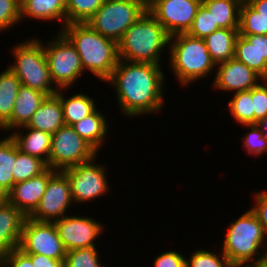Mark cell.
Instances as JSON below:
<instances>
[{"label": "cell", "mask_w": 267, "mask_h": 267, "mask_svg": "<svg viewBox=\"0 0 267 267\" xmlns=\"http://www.w3.org/2000/svg\"><path fill=\"white\" fill-rule=\"evenodd\" d=\"M254 10L267 20V0H245Z\"/></svg>", "instance_id": "obj_44"}, {"label": "cell", "mask_w": 267, "mask_h": 267, "mask_svg": "<svg viewBox=\"0 0 267 267\" xmlns=\"http://www.w3.org/2000/svg\"><path fill=\"white\" fill-rule=\"evenodd\" d=\"M56 172V170L48 168L38 176L16 183L4 198L28 217L36 209L44 195L49 179Z\"/></svg>", "instance_id": "obj_16"}, {"label": "cell", "mask_w": 267, "mask_h": 267, "mask_svg": "<svg viewBox=\"0 0 267 267\" xmlns=\"http://www.w3.org/2000/svg\"><path fill=\"white\" fill-rule=\"evenodd\" d=\"M170 42L165 28L147 10L118 42L119 58L129 62L161 64V53Z\"/></svg>", "instance_id": "obj_4"}, {"label": "cell", "mask_w": 267, "mask_h": 267, "mask_svg": "<svg viewBox=\"0 0 267 267\" xmlns=\"http://www.w3.org/2000/svg\"><path fill=\"white\" fill-rule=\"evenodd\" d=\"M46 97L45 93L22 85L11 118L0 129L13 132L18 127L27 125Z\"/></svg>", "instance_id": "obj_18"}, {"label": "cell", "mask_w": 267, "mask_h": 267, "mask_svg": "<svg viewBox=\"0 0 267 267\" xmlns=\"http://www.w3.org/2000/svg\"><path fill=\"white\" fill-rule=\"evenodd\" d=\"M96 246L67 251L64 267H104L98 258Z\"/></svg>", "instance_id": "obj_33"}, {"label": "cell", "mask_w": 267, "mask_h": 267, "mask_svg": "<svg viewBox=\"0 0 267 267\" xmlns=\"http://www.w3.org/2000/svg\"><path fill=\"white\" fill-rule=\"evenodd\" d=\"M17 157V145L8 134L0 140V196L4 198L13 187V165Z\"/></svg>", "instance_id": "obj_27"}, {"label": "cell", "mask_w": 267, "mask_h": 267, "mask_svg": "<svg viewBox=\"0 0 267 267\" xmlns=\"http://www.w3.org/2000/svg\"><path fill=\"white\" fill-rule=\"evenodd\" d=\"M234 58L258 73L256 35H238Z\"/></svg>", "instance_id": "obj_32"}, {"label": "cell", "mask_w": 267, "mask_h": 267, "mask_svg": "<svg viewBox=\"0 0 267 267\" xmlns=\"http://www.w3.org/2000/svg\"><path fill=\"white\" fill-rule=\"evenodd\" d=\"M0 267H36V261L17 247L5 256Z\"/></svg>", "instance_id": "obj_39"}, {"label": "cell", "mask_w": 267, "mask_h": 267, "mask_svg": "<svg viewBox=\"0 0 267 267\" xmlns=\"http://www.w3.org/2000/svg\"><path fill=\"white\" fill-rule=\"evenodd\" d=\"M186 259L176 251H167L154 259L153 267H186Z\"/></svg>", "instance_id": "obj_40"}, {"label": "cell", "mask_w": 267, "mask_h": 267, "mask_svg": "<svg viewBox=\"0 0 267 267\" xmlns=\"http://www.w3.org/2000/svg\"><path fill=\"white\" fill-rule=\"evenodd\" d=\"M239 35H267V20L245 0L240 9Z\"/></svg>", "instance_id": "obj_30"}, {"label": "cell", "mask_w": 267, "mask_h": 267, "mask_svg": "<svg viewBox=\"0 0 267 267\" xmlns=\"http://www.w3.org/2000/svg\"><path fill=\"white\" fill-rule=\"evenodd\" d=\"M26 254H41L65 260L66 249L59 238L54 222H40L26 217L18 246Z\"/></svg>", "instance_id": "obj_11"}, {"label": "cell", "mask_w": 267, "mask_h": 267, "mask_svg": "<svg viewBox=\"0 0 267 267\" xmlns=\"http://www.w3.org/2000/svg\"><path fill=\"white\" fill-rule=\"evenodd\" d=\"M255 204L251 210L257 216L258 220L263 226L265 235L267 237V192L261 191L254 194Z\"/></svg>", "instance_id": "obj_42"}, {"label": "cell", "mask_w": 267, "mask_h": 267, "mask_svg": "<svg viewBox=\"0 0 267 267\" xmlns=\"http://www.w3.org/2000/svg\"><path fill=\"white\" fill-rule=\"evenodd\" d=\"M226 232L222 253L234 267H267V237L251 209L231 221ZM259 249L265 250L263 254Z\"/></svg>", "instance_id": "obj_2"}, {"label": "cell", "mask_w": 267, "mask_h": 267, "mask_svg": "<svg viewBox=\"0 0 267 267\" xmlns=\"http://www.w3.org/2000/svg\"><path fill=\"white\" fill-rule=\"evenodd\" d=\"M62 91V92H61ZM64 89H58L56 96L60 99L63 108L64 121L72 126L96 110L94 99L82 93H76L70 98L64 97Z\"/></svg>", "instance_id": "obj_24"}, {"label": "cell", "mask_w": 267, "mask_h": 267, "mask_svg": "<svg viewBox=\"0 0 267 267\" xmlns=\"http://www.w3.org/2000/svg\"><path fill=\"white\" fill-rule=\"evenodd\" d=\"M106 119L100 110H95L81 121L76 122L72 127L81 138L98 152L100 147L103 146V141L107 136L106 132H108L109 125H107Z\"/></svg>", "instance_id": "obj_23"}, {"label": "cell", "mask_w": 267, "mask_h": 267, "mask_svg": "<svg viewBox=\"0 0 267 267\" xmlns=\"http://www.w3.org/2000/svg\"><path fill=\"white\" fill-rule=\"evenodd\" d=\"M256 126L263 132L264 138L267 140V116L259 120Z\"/></svg>", "instance_id": "obj_45"}, {"label": "cell", "mask_w": 267, "mask_h": 267, "mask_svg": "<svg viewBox=\"0 0 267 267\" xmlns=\"http://www.w3.org/2000/svg\"><path fill=\"white\" fill-rule=\"evenodd\" d=\"M97 155V151L72 126L64 125L52 134L49 168L62 171L91 161Z\"/></svg>", "instance_id": "obj_9"}, {"label": "cell", "mask_w": 267, "mask_h": 267, "mask_svg": "<svg viewBox=\"0 0 267 267\" xmlns=\"http://www.w3.org/2000/svg\"><path fill=\"white\" fill-rule=\"evenodd\" d=\"M95 160L96 157L86 163L62 170L70 182L73 204L94 201L96 197L108 193L110 188L106 179V169L102 164H96Z\"/></svg>", "instance_id": "obj_10"}, {"label": "cell", "mask_w": 267, "mask_h": 267, "mask_svg": "<svg viewBox=\"0 0 267 267\" xmlns=\"http://www.w3.org/2000/svg\"><path fill=\"white\" fill-rule=\"evenodd\" d=\"M21 86L10 68L0 73V128L11 118Z\"/></svg>", "instance_id": "obj_26"}, {"label": "cell", "mask_w": 267, "mask_h": 267, "mask_svg": "<svg viewBox=\"0 0 267 267\" xmlns=\"http://www.w3.org/2000/svg\"><path fill=\"white\" fill-rule=\"evenodd\" d=\"M219 28L217 23L214 22L210 11L201 4L187 34L195 38L204 39Z\"/></svg>", "instance_id": "obj_34"}, {"label": "cell", "mask_w": 267, "mask_h": 267, "mask_svg": "<svg viewBox=\"0 0 267 267\" xmlns=\"http://www.w3.org/2000/svg\"><path fill=\"white\" fill-rule=\"evenodd\" d=\"M19 129H26L27 133L22 131L11 132L10 136L14 139L17 147L22 153L38 157L44 160L49 168V155L51 149L52 135L33 128L25 126L18 127ZM24 134V135H23Z\"/></svg>", "instance_id": "obj_20"}, {"label": "cell", "mask_w": 267, "mask_h": 267, "mask_svg": "<svg viewBox=\"0 0 267 267\" xmlns=\"http://www.w3.org/2000/svg\"><path fill=\"white\" fill-rule=\"evenodd\" d=\"M216 66L218 68L216 69L213 87L220 91H247L256 87L260 80H264L258 73L236 58H231Z\"/></svg>", "instance_id": "obj_15"}, {"label": "cell", "mask_w": 267, "mask_h": 267, "mask_svg": "<svg viewBox=\"0 0 267 267\" xmlns=\"http://www.w3.org/2000/svg\"><path fill=\"white\" fill-rule=\"evenodd\" d=\"M61 32L74 45L84 72L90 71L105 82L120 60L118 43L102 36L87 23L66 24Z\"/></svg>", "instance_id": "obj_3"}, {"label": "cell", "mask_w": 267, "mask_h": 267, "mask_svg": "<svg viewBox=\"0 0 267 267\" xmlns=\"http://www.w3.org/2000/svg\"><path fill=\"white\" fill-rule=\"evenodd\" d=\"M218 255L206 249L195 250L186 259V267H234L222 252Z\"/></svg>", "instance_id": "obj_35"}, {"label": "cell", "mask_w": 267, "mask_h": 267, "mask_svg": "<svg viewBox=\"0 0 267 267\" xmlns=\"http://www.w3.org/2000/svg\"><path fill=\"white\" fill-rule=\"evenodd\" d=\"M146 11L145 0H104L86 23L102 36L118 43L125 31Z\"/></svg>", "instance_id": "obj_7"}, {"label": "cell", "mask_w": 267, "mask_h": 267, "mask_svg": "<svg viewBox=\"0 0 267 267\" xmlns=\"http://www.w3.org/2000/svg\"><path fill=\"white\" fill-rule=\"evenodd\" d=\"M152 0H145L146 4L148 5Z\"/></svg>", "instance_id": "obj_47"}, {"label": "cell", "mask_w": 267, "mask_h": 267, "mask_svg": "<svg viewBox=\"0 0 267 267\" xmlns=\"http://www.w3.org/2000/svg\"><path fill=\"white\" fill-rule=\"evenodd\" d=\"M238 28H219L204 38L212 61L217 65L234 58Z\"/></svg>", "instance_id": "obj_21"}, {"label": "cell", "mask_w": 267, "mask_h": 267, "mask_svg": "<svg viewBox=\"0 0 267 267\" xmlns=\"http://www.w3.org/2000/svg\"><path fill=\"white\" fill-rule=\"evenodd\" d=\"M21 6L16 0H0V32L21 22Z\"/></svg>", "instance_id": "obj_37"}, {"label": "cell", "mask_w": 267, "mask_h": 267, "mask_svg": "<svg viewBox=\"0 0 267 267\" xmlns=\"http://www.w3.org/2000/svg\"><path fill=\"white\" fill-rule=\"evenodd\" d=\"M66 251L96 246L95 239L103 232V225L93 218L66 215L54 221Z\"/></svg>", "instance_id": "obj_14"}, {"label": "cell", "mask_w": 267, "mask_h": 267, "mask_svg": "<svg viewBox=\"0 0 267 267\" xmlns=\"http://www.w3.org/2000/svg\"><path fill=\"white\" fill-rule=\"evenodd\" d=\"M48 169L47 163L35 156L22 153L17 147V157L13 165V185L38 176Z\"/></svg>", "instance_id": "obj_28"}, {"label": "cell", "mask_w": 267, "mask_h": 267, "mask_svg": "<svg viewBox=\"0 0 267 267\" xmlns=\"http://www.w3.org/2000/svg\"><path fill=\"white\" fill-rule=\"evenodd\" d=\"M252 88V100L255 110V124L267 116V80ZM265 84V85H264Z\"/></svg>", "instance_id": "obj_38"}, {"label": "cell", "mask_w": 267, "mask_h": 267, "mask_svg": "<svg viewBox=\"0 0 267 267\" xmlns=\"http://www.w3.org/2000/svg\"><path fill=\"white\" fill-rule=\"evenodd\" d=\"M31 17L36 20H60L66 25V0H28L21 6V19Z\"/></svg>", "instance_id": "obj_22"}, {"label": "cell", "mask_w": 267, "mask_h": 267, "mask_svg": "<svg viewBox=\"0 0 267 267\" xmlns=\"http://www.w3.org/2000/svg\"><path fill=\"white\" fill-rule=\"evenodd\" d=\"M173 41V42H172ZM170 68L177 81L188 86L198 79L214 73L217 68L212 61L204 39L195 38L187 33L170 36ZM216 67V68H215Z\"/></svg>", "instance_id": "obj_5"}, {"label": "cell", "mask_w": 267, "mask_h": 267, "mask_svg": "<svg viewBox=\"0 0 267 267\" xmlns=\"http://www.w3.org/2000/svg\"><path fill=\"white\" fill-rule=\"evenodd\" d=\"M249 130L247 134L243 135L242 142L248 154H253L256 157L267 151V140L264 138L263 132L256 126V124L243 125Z\"/></svg>", "instance_id": "obj_36"}, {"label": "cell", "mask_w": 267, "mask_h": 267, "mask_svg": "<svg viewBox=\"0 0 267 267\" xmlns=\"http://www.w3.org/2000/svg\"><path fill=\"white\" fill-rule=\"evenodd\" d=\"M17 3L22 6L24 3H26L28 0H16Z\"/></svg>", "instance_id": "obj_46"}, {"label": "cell", "mask_w": 267, "mask_h": 267, "mask_svg": "<svg viewBox=\"0 0 267 267\" xmlns=\"http://www.w3.org/2000/svg\"><path fill=\"white\" fill-rule=\"evenodd\" d=\"M161 69L160 64L119 60L105 82L113 85L123 115L133 118L163 108L165 75Z\"/></svg>", "instance_id": "obj_1"}, {"label": "cell", "mask_w": 267, "mask_h": 267, "mask_svg": "<svg viewBox=\"0 0 267 267\" xmlns=\"http://www.w3.org/2000/svg\"><path fill=\"white\" fill-rule=\"evenodd\" d=\"M65 124L63 108L56 95L47 96L25 127L55 133Z\"/></svg>", "instance_id": "obj_19"}, {"label": "cell", "mask_w": 267, "mask_h": 267, "mask_svg": "<svg viewBox=\"0 0 267 267\" xmlns=\"http://www.w3.org/2000/svg\"><path fill=\"white\" fill-rule=\"evenodd\" d=\"M12 51L16 59L9 68L22 85L41 91L47 96L55 95L58 89L52 86L42 41L32 38L25 43L17 44Z\"/></svg>", "instance_id": "obj_6"}, {"label": "cell", "mask_w": 267, "mask_h": 267, "mask_svg": "<svg viewBox=\"0 0 267 267\" xmlns=\"http://www.w3.org/2000/svg\"><path fill=\"white\" fill-rule=\"evenodd\" d=\"M48 44V45H47ZM49 73L54 87L68 89L83 74L81 59L71 41L61 32L44 45Z\"/></svg>", "instance_id": "obj_8"}, {"label": "cell", "mask_w": 267, "mask_h": 267, "mask_svg": "<svg viewBox=\"0 0 267 267\" xmlns=\"http://www.w3.org/2000/svg\"><path fill=\"white\" fill-rule=\"evenodd\" d=\"M201 4L202 0H152L147 10L173 36L188 32Z\"/></svg>", "instance_id": "obj_12"}, {"label": "cell", "mask_w": 267, "mask_h": 267, "mask_svg": "<svg viewBox=\"0 0 267 267\" xmlns=\"http://www.w3.org/2000/svg\"><path fill=\"white\" fill-rule=\"evenodd\" d=\"M26 216L5 198L0 200V265L5 256L19 246Z\"/></svg>", "instance_id": "obj_17"}, {"label": "cell", "mask_w": 267, "mask_h": 267, "mask_svg": "<svg viewBox=\"0 0 267 267\" xmlns=\"http://www.w3.org/2000/svg\"><path fill=\"white\" fill-rule=\"evenodd\" d=\"M104 0H66V24L86 23Z\"/></svg>", "instance_id": "obj_31"}, {"label": "cell", "mask_w": 267, "mask_h": 267, "mask_svg": "<svg viewBox=\"0 0 267 267\" xmlns=\"http://www.w3.org/2000/svg\"><path fill=\"white\" fill-rule=\"evenodd\" d=\"M258 74L267 80V35H256Z\"/></svg>", "instance_id": "obj_41"}, {"label": "cell", "mask_w": 267, "mask_h": 267, "mask_svg": "<svg viewBox=\"0 0 267 267\" xmlns=\"http://www.w3.org/2000/svg\"><path fill=\"white\" fill-rule=\"evenodd\" d=\"M244 0H202L220 28H238Z\"/></svg>", "instance_id": "obj_25"}, {"label": "cell", "mask_w": 267, "mask_h": 267, "mask_svg": "<svg viewBox=\"0 0 267 267\" xmlns=\"http://www.w3.org/2000/svg\"><path fill=\"white\" fill-rule=\"evenodd\" d=\"M72 203L70 182L62 171H57L49 179L44 195L28 217L40 222H54L67 215L65 213Z\"/></svg>", "instance_id": "obj_13"}, {"label": "cell", "mask_w": 267, "mask_h": 267, "mask_svg": "<svg viewBox=\"0 0 267 267\" xmlns=\"http://www.w3.org/2000/svg\"><path fill=\"white\" fill-rule=\"evenodd\" d=\"M230 114L241 125L255 124V110L252 100V89L235 92L228 102Z\"/></svg>", "instance_id": "obj_29"}, {"label": "cell", "mask_w": 267, "mask_h": 267, "mask_svg": "<svg viewBox=\"0 0 267 267\" xmlns=\"http://www.w3.org/2000/svg\"><path fill=\"white\" fill-rule=\"evenodd\" d=\"M32 261H36V267H64L65 260H56L41 254H28Z\"/></svg>", "instance_id": "obj_43"}]
</instances>
